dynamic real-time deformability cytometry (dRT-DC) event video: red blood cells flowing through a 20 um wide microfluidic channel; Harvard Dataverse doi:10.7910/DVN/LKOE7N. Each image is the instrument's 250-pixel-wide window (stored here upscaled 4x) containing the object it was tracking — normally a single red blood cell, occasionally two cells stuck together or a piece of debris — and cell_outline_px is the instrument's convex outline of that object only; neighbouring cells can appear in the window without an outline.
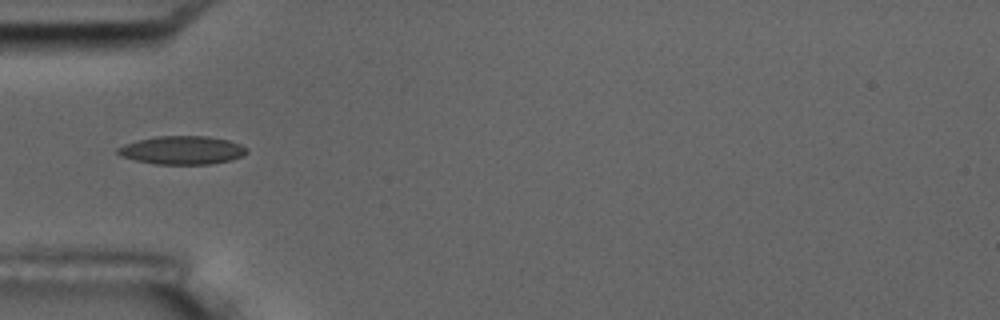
{"species": "common noctule bat (a hibernating species)", "species_latin": "Nyctalus noctula", "temperature_condition": "room temperature", "stored_images_in_passage": 5, "camera_frame_rate_fps": 3000, "um_per_image_px": 0.085, "animal": {"sex": "male", "body_mass_g": 17.5, "forearm_length_mm": 52.3}, "frame": {"image": 1, "passage_image": 4, "time_ms": 3.667, "image_size_px": [1000, 320], "cell_outline_px": [[248, 152], [232, 160], [208, 164], [156, 164], [136, 160], [124, 156], [116, 152], [116, 148], [124, 144], [136, 140], [156, 136], [208, 136], [228, 140], [240, 144], [248, 148]], "centroid_in_image_um": [15.49, 12.75], "position_along_channel_um": 69.5, "area_um2": 21.27}}